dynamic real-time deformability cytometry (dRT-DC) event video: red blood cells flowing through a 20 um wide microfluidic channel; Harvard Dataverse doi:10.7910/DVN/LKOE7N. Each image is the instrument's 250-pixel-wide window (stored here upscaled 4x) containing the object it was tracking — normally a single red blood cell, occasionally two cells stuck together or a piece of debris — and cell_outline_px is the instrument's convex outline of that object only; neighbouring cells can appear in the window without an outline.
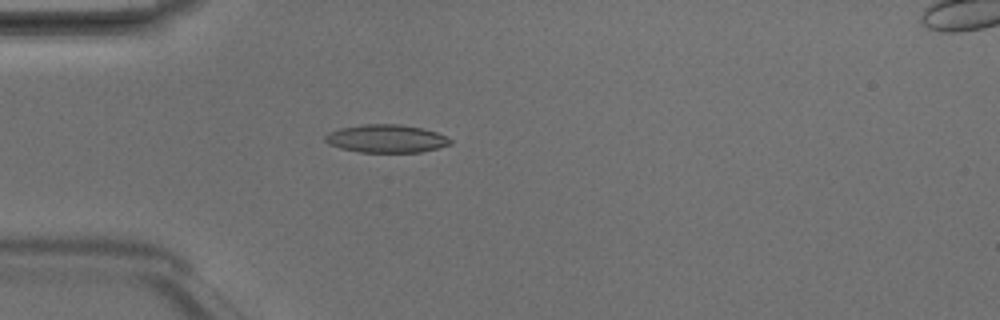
{"species": "Egyptian fruit bat (a non-hibernating species)", "species_latin": "Rousettus aegyptiacus", "temperature_condition": "room temperature", "stored_images_in_passage": 4, "camera_frame_rate_fps": 3000, "um_per_image_px": 0.085, "animal": {"sex": "male"}, "frame": {"image": 1, "passage_image": 4, "time_ms": 1.0, "image_size_px": [1000, 320], "cell_outline_px": [[452, 144], [420, 152], [360, 152], [340, 148], [328, 144], [324, 140], [324, 136], [328, 132], [340, 128], [364, 124], [400, 124], [424, 128], [436, 132], [452, 140]], "centroid_in_image_um": [32.81, 11.78], "position_along_channel_um": 52.2, "area_um2": 20.46}}